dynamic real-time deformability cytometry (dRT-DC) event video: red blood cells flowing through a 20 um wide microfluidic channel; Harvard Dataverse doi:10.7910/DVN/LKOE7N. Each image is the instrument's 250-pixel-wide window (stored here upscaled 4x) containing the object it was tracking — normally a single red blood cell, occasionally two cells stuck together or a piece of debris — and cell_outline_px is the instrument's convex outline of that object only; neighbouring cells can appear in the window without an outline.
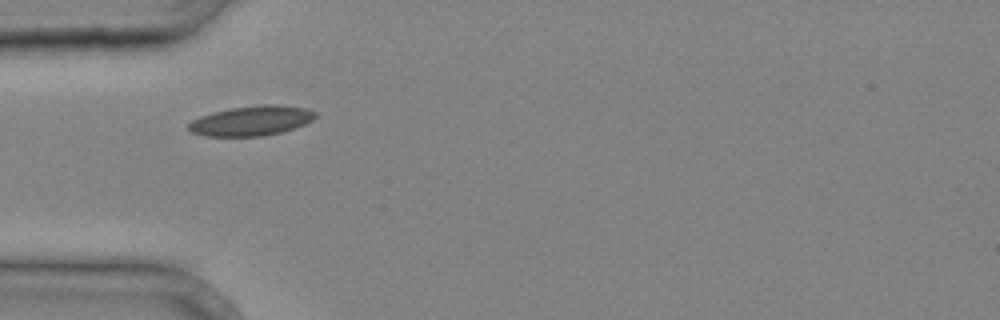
{"species": "common noctule bat (a hibernating species)", "species_latin": "Nyctalus noctula", "temperature_condition": "cold", "stored_images_in_passage": 2, "camera_frame_rate_fps": 3000, "um_per_image_px": 0.085, "animal": {"sex": "male", "body_mass_g": 20.4}, "frame": {"image": 1, "passage_image": 1, "time_ms": 0.0, "image_size_px": [1000, 320], "cell_outline_px": [[316, 116], [312, 120], [304, 124], [280, 132], [264, 136], [204, 136], [192, 132], [188, 128], [188, 124], [192, 120], [200, 116], [232, 108], [264, 104], [276, 104], [308, 108], [316, 112]], "centroid_in_image_um": [21.38, 10.26], "position_along_channel_um": 63.6, "area_um2": 21.85}}
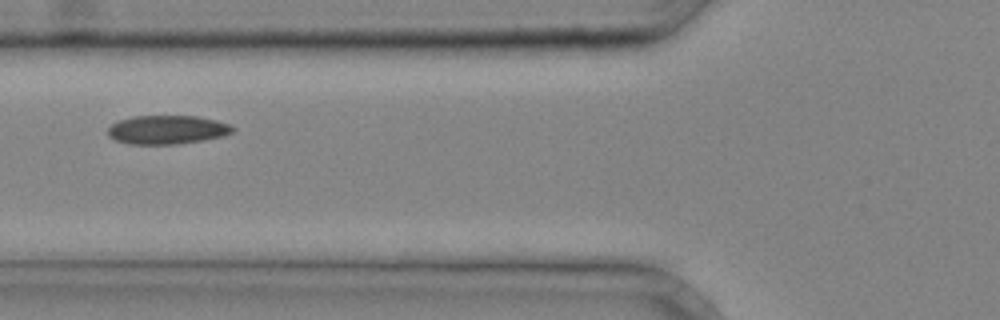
{"frame": {"image": 2, "passage_image": 2, "time_ms": 0.333, "image_size_px": [1000, 320], "cell_outline_px": [[236, 128], [232, 132], [224, 136], [204, 140], [176, 144], [128, 144], [116, 140], [108, 136], [108, 128], [112, 124], [120, 120], [136, 116], [196, 116], [216, 120], [232, 124]], "centroid_in_image_um": [14.25, 11.03], "position_along_channel_um": 111.5, "area_um2": 20.98}}